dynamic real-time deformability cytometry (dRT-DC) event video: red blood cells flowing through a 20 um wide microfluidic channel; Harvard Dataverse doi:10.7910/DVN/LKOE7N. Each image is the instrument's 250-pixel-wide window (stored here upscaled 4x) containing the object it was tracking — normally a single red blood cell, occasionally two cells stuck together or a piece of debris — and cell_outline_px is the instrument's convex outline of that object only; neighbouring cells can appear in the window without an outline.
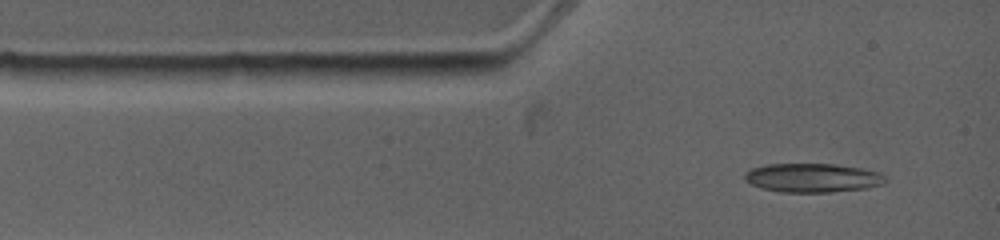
{"species": "common noctule bat (a hibernating species)", "species_latin": "Nyctalus noctula", "temperature_condition": "warm", "stored_images_in_passage": 4, "camera_frame_rate_fps": 4500, "um_per_image_px": 0.085, "animal": {"sex": "female", "body_mass_g": 19.0, "forearm_length_mm": 53.3}, "frame": {"image": 1, "passage_image": 1, "time_ms": 0.0, "image_size_px": [1000, 240], "cell_outline_px": [[888, 180], [884, 184], [868, 188], [828, 192], [780, 192], [760, 188], [744, 180], [744, 172], [752, 168], [768, 164], [836, 164], [864, 168], [880, 172]], "centroid_in_image_um": [69.09, 15.11], "position_along_channel_um": 15.9, "area_um2": 23.99}}
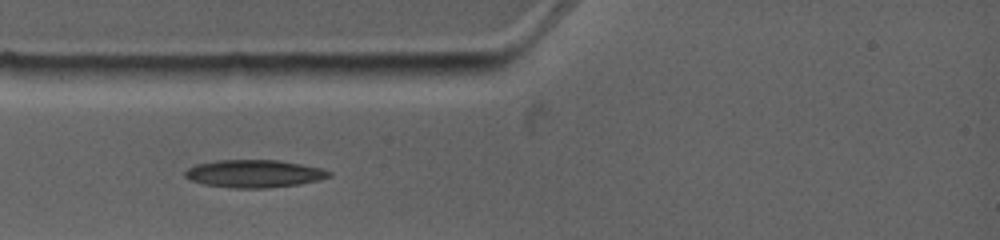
{"frame": {"image": 2, "passage_image": 3, "time_ms": 1.778, "image_size_px": [1000, 240], "cell_outline_px": [[332, 176], [300, 184], [268, 188], [236, 188], [204, 184], [188, 180], [184, 176], [184, 172], [188, 168], [196, 164], [216, 160], [280, 160], [320, 168], [332, 172]], "centroid_in_image_um": [21.57, 14.76], "position_along_channel_um": 63.4, "area_um2": 23.24}}
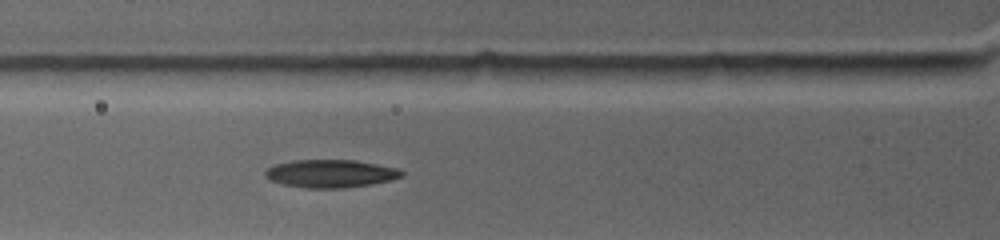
{"frame": {"image": 3, "passage_image": 4, "time_ms": 2.667, "image_size_px": [1000, 240], "cell_outline_px": [[404, 176], [372, 184], [344, 188], [308, 188], [284, 184], [268, 180], [264, 176], [264, 172], [268, 168], [276, 164], [292, 160], [356, 160], [396, 168], [404, 172]], "centroid_in_image_um": [28.07, 14.75], "position_along_channel_um": 97.7, "area_um2": 22.14}}